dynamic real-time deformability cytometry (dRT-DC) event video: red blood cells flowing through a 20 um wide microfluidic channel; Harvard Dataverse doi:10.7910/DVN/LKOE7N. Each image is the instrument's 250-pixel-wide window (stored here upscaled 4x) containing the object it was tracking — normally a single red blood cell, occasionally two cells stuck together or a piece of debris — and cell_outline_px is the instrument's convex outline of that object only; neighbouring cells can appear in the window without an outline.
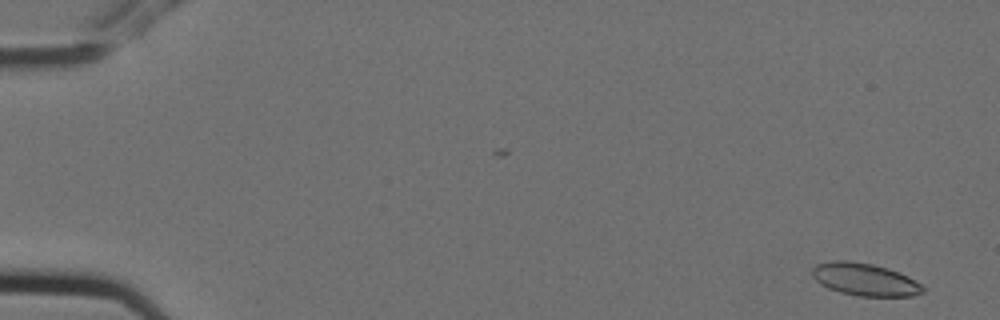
{"species": "Egyptian fruit bat (a non-hibernating species)", "species_latin": "Rousettus aegyptiacus", "temperature_condition": "cold", "stored_images_in_passage": 6, "camera_frame_rate_fps": 3000, "um_per_image_px": 0.085, "animal": {"sex": "female"}, "frame": {"image": 1, "passage_image": 1, "time_ms": 0.0, "image_size_px": [1000, 320], "cell_outline_px": [[924, 292], [912, 296], [856, 296], [840, 292], [828, 288], [820, 284], [812, 276], [812, 268], [816, 264], [832, 260], [848, 260], [872, 264], [888, 268], [920, 284], [924, 288]], "centroid_in_image_um": [73.44, 23.75], "position_along_channel_um": 11.6, "area_um2": 20.81}}
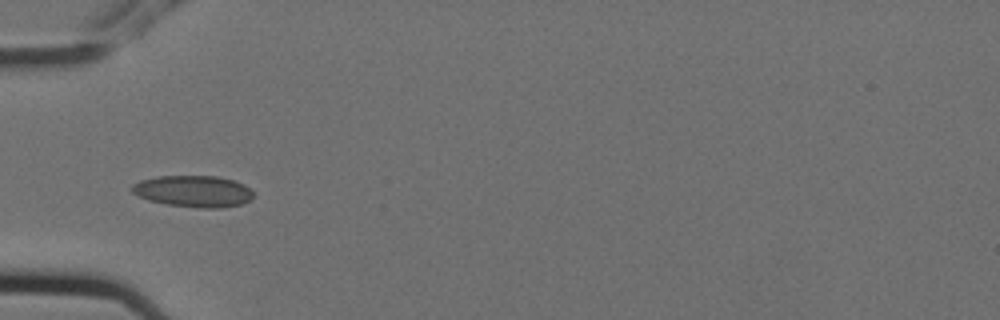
{"frame": {"image": 2, "passage_image": 5, "time_ms": 1.333, "image_size_px": [1000, 320], "cell_outline_px": [[252, 200], [240, 204], [220, 208], [200, 208], [168, 204], [148, 200], [132, 192], [132, 184], [140, 180], [156, 176], [216, 176], [232, 180], [244, 184], [252, 192]], "centroid_in_image_um": [16.43, 16.25], "position_along_channel_um": 68.6, "area_um2": 22.2}}
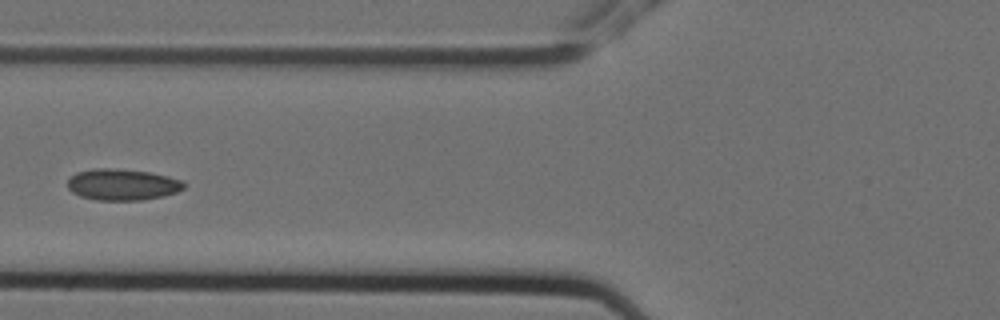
{"frame": {"image": 3, "passage_image": 6, "time_ms": 1.667, "image_size_px": [1000, 320], "cell_outline_px": [[184, 188], [176, 192], [164, 196], [140, 200], [96, 200], [80, 196], [72, 192], [68, 188], [68, 176], [76, 172], [96, 168], [116, 168], [148, 172], [168, 176], [180, 180], [184, 184]], "centroid_in_image_um": [10.35, 15.68], "position_along_channel_um": 115.4, "area_um2": 21.27}}